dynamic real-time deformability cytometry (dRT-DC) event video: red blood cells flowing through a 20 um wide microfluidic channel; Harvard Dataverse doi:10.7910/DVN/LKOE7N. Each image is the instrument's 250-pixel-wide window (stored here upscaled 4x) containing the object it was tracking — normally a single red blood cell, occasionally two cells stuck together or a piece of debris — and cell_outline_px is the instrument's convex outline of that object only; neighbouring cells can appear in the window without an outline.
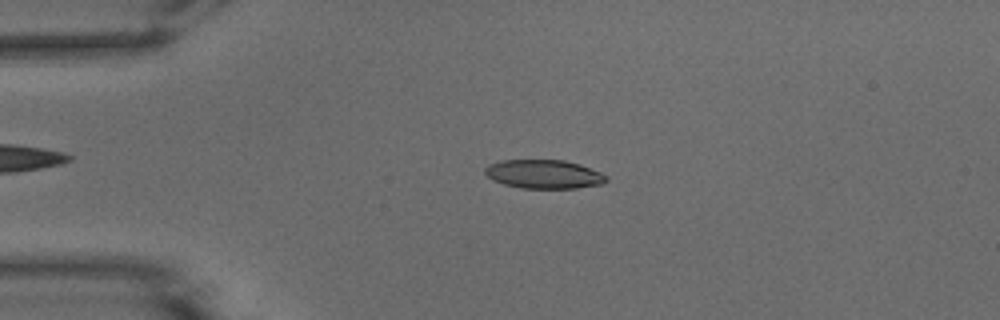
{"species": "common noctule bat (a hibernating species)", "species_latin": "Nyctalus noctula", "temperature_condition": "warm", "stored_images_in_passage": 51, "camera_frame_rate_fps": 3000, "um_per_image_px": 0.085, "animal": {"sex": "male", "body_mass_g": 15.6}, "frame": {"image": 1, "passage_image": 11, "time_ms": 3.333, "image_size_px": [1000, 320], "cell_outline_px": [[608, 180], [600, 184], [576, 188], [520, 188], [504, 184], [492, 180], [484, 172], [484, 168], [500, 160], [564, 160], [580, 164], [600, 172], [608, 176]], "centroid_in_image_um": [46.23, 14.8], "position_along_channel_um": 38.8, "area_um2": 20.29}}
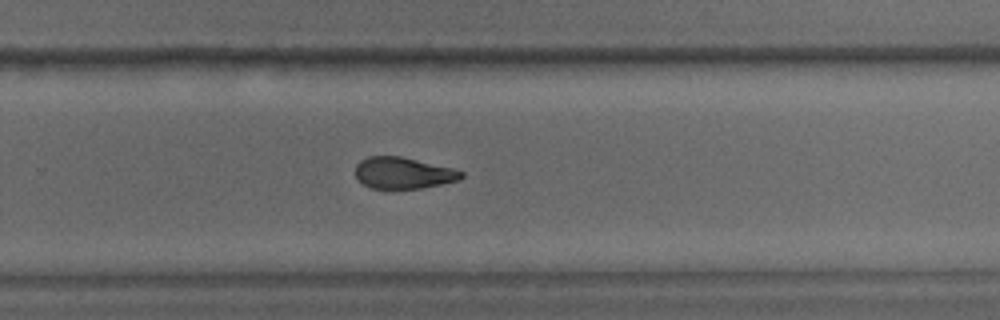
{"frame": {"image": 2, "passage_image": 33, "time_ms": 10.667, "image_size_px": [1000, 320], "cell_outline_px": [[464, 176], [460, 180], [420, 188], [372, 188], [364, 184], [356, 176], [356, 164], [360, 160], [368, 156], [400, 156], [452, 168], [464, 172]], "centroid_in_image_um": [34.28, 14.69], "position_along_channel_um": 295.5, "area_um2": 19.19}}
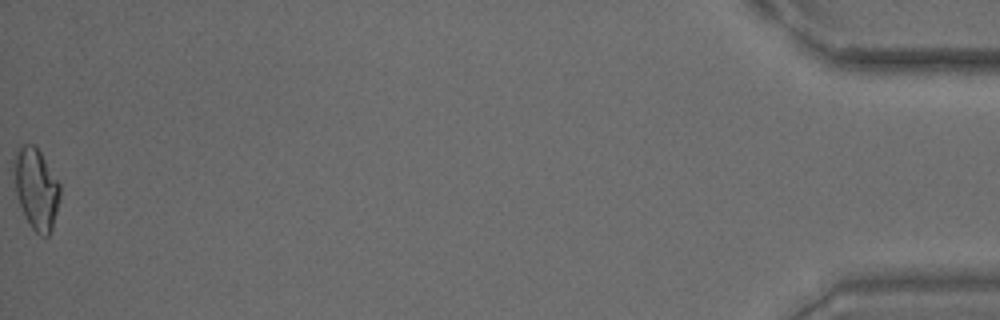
{"frame": {"image": 3, "passage_image": 51, "time_ms": 16.667, "image_size_px": [1000, 320], "cell_outline_px": [[60, 200], [52, 228], [48, 236], [40, 236], [32, 228], [24, 216], [16, 196], [12, 168], [12, 160], [16, 148], [24, 144], [32, 144], [40, 152], [60, 184]], "centroid_in_image_um": [3.04, 16.03], "position_along_channel_um": 432.2, "area_um2": 22.08}, "authors_computed_cell_mechanics": {"area_um2": 20.5768, "velocity_mm_per_s": 3.9203, "shape_relaxation_time_tau1_ms": 8.1702, "shape_relaxation_time_tau2_ms": 3.5022, "deformation_change_tau1": 0.2387, "deformation_change_tau2": 0.1169}}